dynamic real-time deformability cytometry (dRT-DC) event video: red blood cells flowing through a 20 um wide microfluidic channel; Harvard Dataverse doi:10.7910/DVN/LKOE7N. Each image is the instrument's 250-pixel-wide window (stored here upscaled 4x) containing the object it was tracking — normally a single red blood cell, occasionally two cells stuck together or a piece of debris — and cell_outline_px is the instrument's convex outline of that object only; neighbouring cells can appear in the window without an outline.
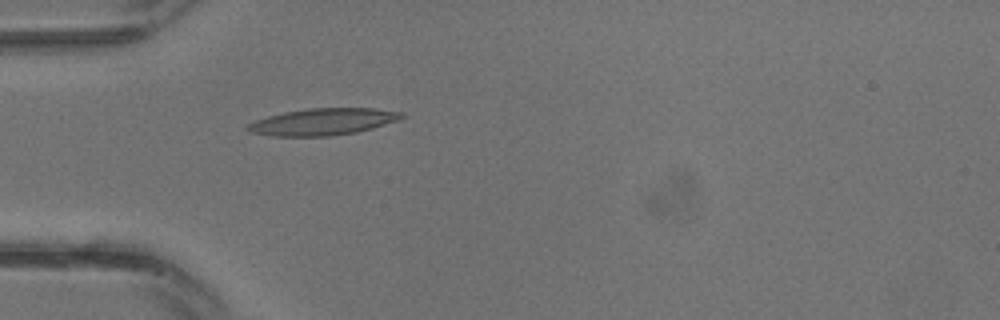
{"species": "common noctule bat (a hibernating species)", "species_latin": "Nyctalus noctula", "temperature_condition": "warm", "stored_images_in_passage": 7, "camera_frame_rate_fps": 3000, "um_per_image_px": 0.085, "animal": {"sex": "male", "body_mass_g": 13.3}, "frame": {"image": 1, "passage_image": 5, "time_ms": 1.333, "image_size_px": [1000, 320], "cell_outline_px": [[404, 116], [400, 120], [372, 128], [356, 132], [328, 136], [272, 136], [252, 132], [244, 128], [248, 124], [256, 120], [268, 116], [284, 112], [308, 108], [376, 108], [404, 112]], "centroid_in_image_um": [27.48, 10.34], "position_along_channel_um": 57.5, "area_um2": 24.04}}
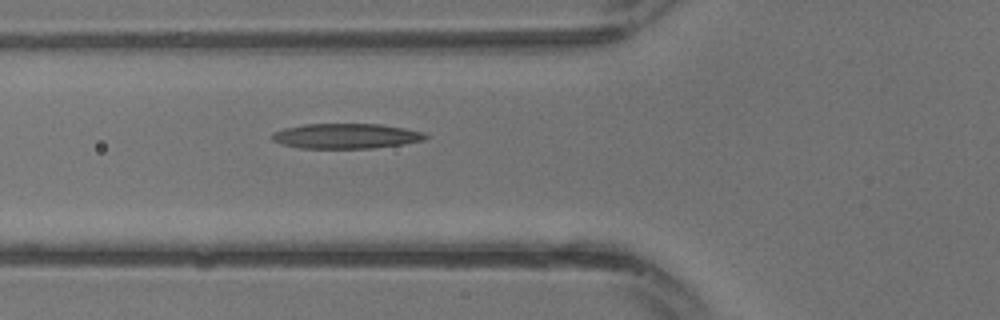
{"frame": {"image": 2, "passage_image": 7, "time_ms": 2.0, "image_size_px": [1000, 320], "cell_outline_px": [[428, 136], [424, 140], [404, 144], [372, 148], [300, 148], [280, 144], [272, 140], [272, 132], [284, 128], [304, 124], [380, 124], [404, 128], [424, 132]], "centroid_in_image_um": [29.4, 11.56], "position_along_channel_um": 96.4, "area_um2": 22.48}}